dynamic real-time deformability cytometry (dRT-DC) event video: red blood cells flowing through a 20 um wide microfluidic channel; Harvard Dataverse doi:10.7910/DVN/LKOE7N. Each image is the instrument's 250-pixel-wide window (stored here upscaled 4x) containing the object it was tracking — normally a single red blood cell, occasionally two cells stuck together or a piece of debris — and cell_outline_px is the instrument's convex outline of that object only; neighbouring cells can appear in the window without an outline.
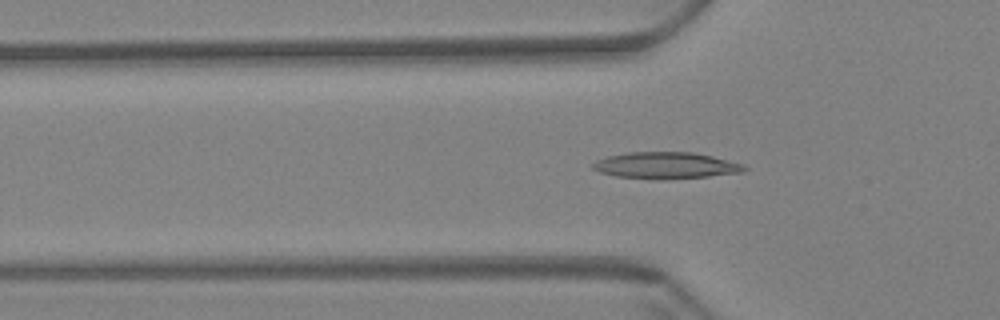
{"species": "Egyptian fruit bat (a non-hibernating species)", "species_latin": "Rousettus aegyptiacus", "temperature_condition": "warm", "stored_images_in_passage": 61, "segment_of_instrument_passage": [1, 2], "camera_frame_rate_fps": 3000, "um_per_image_px": 0.085, "animal": {"sex": "female"}, "frame": {"image": 1, "passage_image": 20, "time_ms": 6.333, "image_size_px": [1000, 320], "cell_outline_px": [[748, 168], [744, 172], [708, 176], [616, 176], [600, 172], [592, 168], [592, 164], [596, 160], [608, 156], [628, 152], [692, 152], [712, 156], [744, 164]], "centroid_in_image_um": [56.63, 14.0], "position_along_channel_um": 69.2, "area_um2": 22.14}}
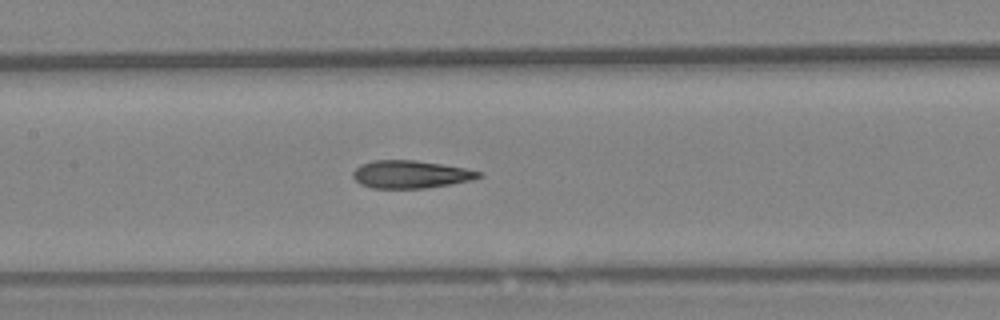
{"frame": {"image": 2, "passage_image": 29, "time_ms": 9.333, "image_size_px": [1000, 320], "cell_outline_px": [[484, 176], [472, 180], [424, 188], [372, 188], [360, 184], [352, 176], [352, 172], [360, 164], [372, 160], [412, 160], [440, 164], [464, 168], [480, 172]], "centroid_in_image_um": [34.86, 14.82], "position_along_channel_um": 172.5, "area_um2": 20.17}}
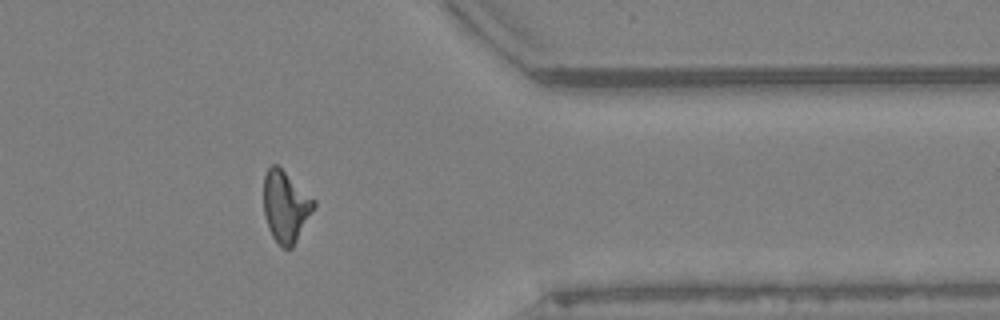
{"frame": {"image": 3, "passage_image": 49, "time_ms": 16.0, "image_size_px": [1000, 320], "cell_outline_px": [[316, 204], [292, 248], [284, 248], [272, 236], [268, 228], [264, 216], [264, 176], [268, 168], [272, 164], [276, 164], [316, 200]], "centroid_in_image_um": [24.26, 17.53], "position_along_channel_um": 387.1, "area_um2": 20.52}}